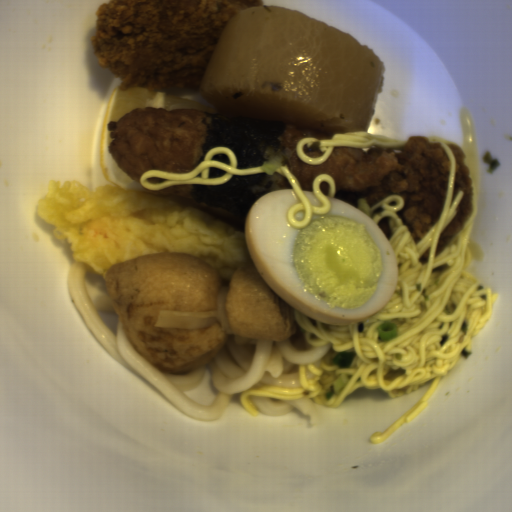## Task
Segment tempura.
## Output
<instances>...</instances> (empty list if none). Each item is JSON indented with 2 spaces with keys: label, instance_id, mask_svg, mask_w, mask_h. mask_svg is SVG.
Returning <instances> with one entry per match:
<instances>
[{
  "label": "tempura",
  "instance_id": "tempura-1",
  "mask_svg": "<svg viewBox=\"0 0 512 512\" xmlns=\"http://www.w3.org/2000/svg\"><path fill=\"white\" fill-rule=\"evenodd\" d=\"M37 215L53 226L55 240L68 242L76 263L103 278L108 266L162 253L197 256L228 281L235 270L256 267L246 243V217L144 187L51 180Z\"/></svg>",
  "mask_w": 512,
  "mask_h": 512
}]
</instances>
